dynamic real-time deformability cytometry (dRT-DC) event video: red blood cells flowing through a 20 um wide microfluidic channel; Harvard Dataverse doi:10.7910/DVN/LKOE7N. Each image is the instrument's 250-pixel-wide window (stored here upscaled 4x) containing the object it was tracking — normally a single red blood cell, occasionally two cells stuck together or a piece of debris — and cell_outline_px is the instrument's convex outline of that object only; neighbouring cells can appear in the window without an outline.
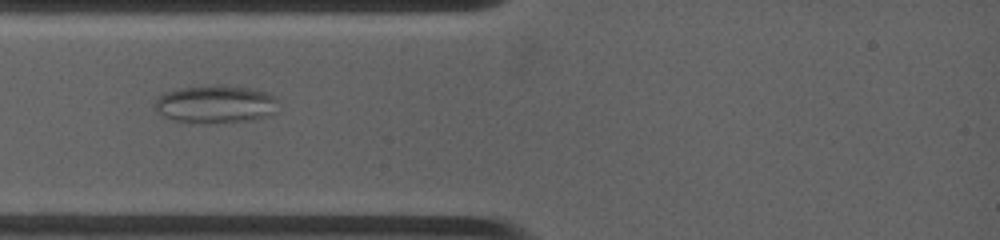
{"species": "common noctule bat (a hibernating species)", "species_latin": "Nyctalus noctula", "temperature_condition": "warm", "stored_images_in_passage": 5, "camera_frame_rate_fps": 4500, "um_per_image_px": 0.085, "animal": {"sex": "female", "body_mass_g": 19.0, "forearm_length_mm": 53.3}, "frame": {"image": 1, "passage_image": 3, "time_ms": 1.778, "image_size_px": [1000, 240], "cell_outline_px": [[276, 100], [272, 112], [268, 116], [252, 120], [204, 124], [172, 120], [160, 116], [156, 112], [156, 96], [164, 92], [176, 88], [244, 88], [264, 92], [276, 96]], "centroid_in_image_um": [18.22, 8.92], "position_along_channel_um": 66.8, "area_um2": 26.41}}